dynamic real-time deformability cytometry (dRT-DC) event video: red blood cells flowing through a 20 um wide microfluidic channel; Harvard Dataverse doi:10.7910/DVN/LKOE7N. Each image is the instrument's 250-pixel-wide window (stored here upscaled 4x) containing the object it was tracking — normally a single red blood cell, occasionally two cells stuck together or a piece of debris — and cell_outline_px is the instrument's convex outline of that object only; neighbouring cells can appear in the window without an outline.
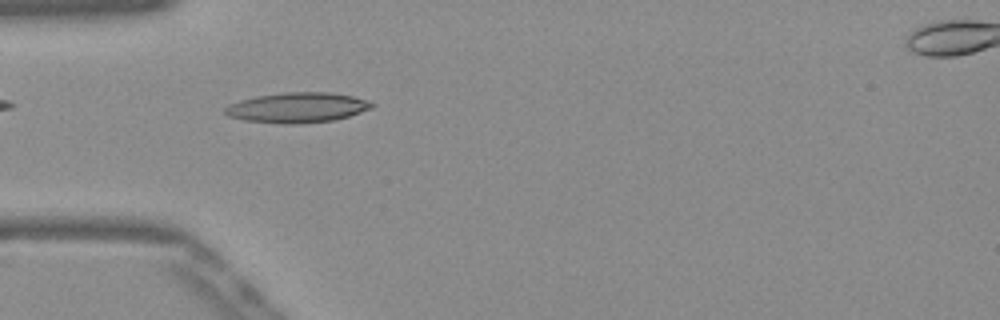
{"species": "Egyptian fruit bat (a non-hibernating species)", "species_latin": "Rousettus aegyptiacus", "temperature_condition": "warm", "stored_images_in_passage": 52, "camera_frame_rate_fps": 3000, "um_per_image_px": 0.085, "frame": {"image": 1, "passage_image": 16, "time_ms": 5.0, "image_size_px": [1000, 320], "cell_outline_px": [[376, 104], [372, 108], [348, 116], [332, 120], [296, 124], [284, 124], [244, 120], [228, 116], [224, 112], [224, 108], [228, 104], [240, 100], [256, 96], [284, 92], [332, 92], [352, 96], [368, 100]], "centroid_in_image_um": [25.26, 9.14], "position_along_channel_um": 59.7, "area_um2": 25.84}}
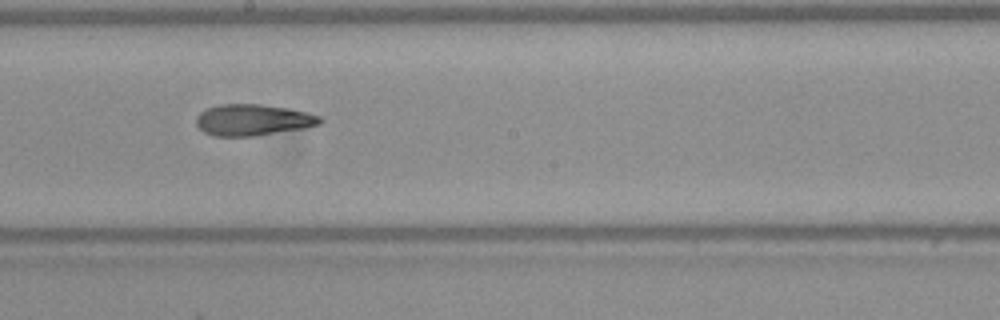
{"frame": {"image": 2, "passage_image": 29, "time_ms": 9.333, "image_size_px": [1000, 320], "cell_outline_px": [[324, 120], [320, 124], [304, 128], [256, 136], [216, 136], [204, 132], [196, 124], [196, 116], [204, 108], [220, 104], [260, 104], [288, 108], [308, 112], [320, 116]], "centroid_in_image_um": [21.5, 10.19], "position_along_channel_um": 226.7, "area_um2": 22.77}}
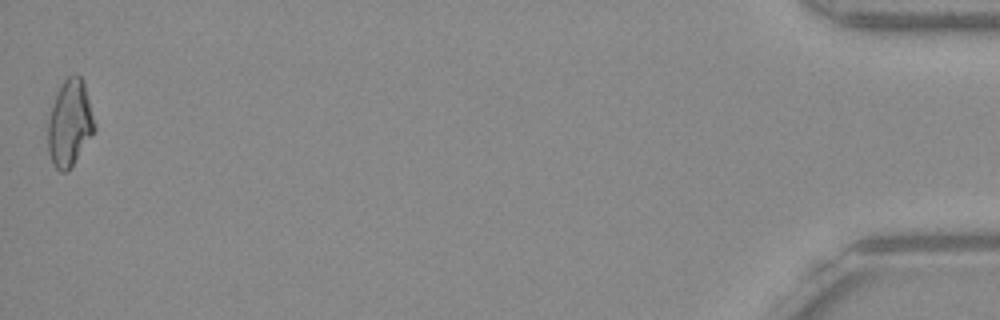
{"frame": {"image": 3, "passage_image": 52, "time_ms": 17.0, "image_size_px": [1000, 320], "cell_outline_px": [[96, 128], [68, 172], [60, 172], [52, 164], [48, 152], [48, 120], [56, 92], [60, 84], [68, 76], [80, 76], [84, 84], [96, 124]], "centroid_in_image_um": [5.91, 10.49], "position_along_channel_um": 429.3, "area_um2": 23.35}, "authors_computed_cell_mechanics": {"area_um2": 22.831, "velocity_mm_per_s": 3.887, "shape_relaxation_time_tau1_ms": null, "shape_relaxation_time_tau2_ms": 3.7968, "deformation_change_tau1": null, "deformation_change_tau2": 0.1329}}